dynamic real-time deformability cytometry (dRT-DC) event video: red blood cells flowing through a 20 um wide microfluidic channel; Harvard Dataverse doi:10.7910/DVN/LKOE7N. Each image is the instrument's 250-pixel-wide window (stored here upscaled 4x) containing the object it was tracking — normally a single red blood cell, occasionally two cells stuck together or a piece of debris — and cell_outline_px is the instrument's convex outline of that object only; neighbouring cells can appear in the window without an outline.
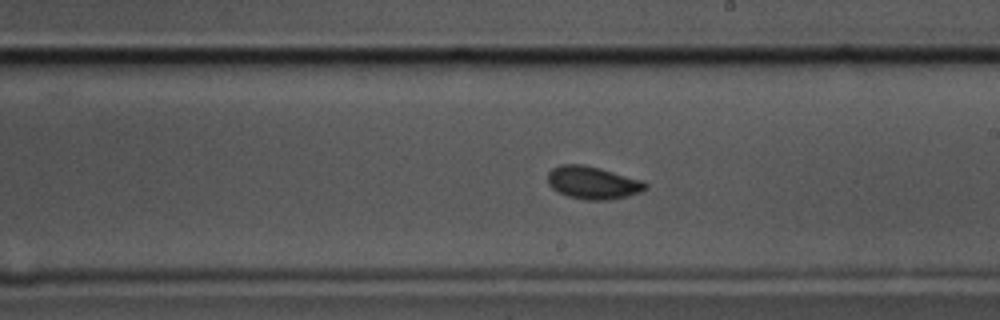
{"species": "common noctule bat (a hibernating species)", "species_latin": "Nyctalus noctula", "temperature_condition": "cold", "stored_images_in_passage": 58, "camera_frame_rate_fps": 3000, "um_per_image_px": 0.085, "animal": {"sex": "male", "body_mass_g": 17.5, "forearm_length_mm": 52.3}, "frame": {"image": 1, "passage_image": 33, "time_ms": 10.667, "image_size_px": [1000, 320], "cell_outline_px": [[648, 188], [640, 192], [628, 196], [608, 200], [584, 200], [568, 196], [552, 188], [548, 184], [548, 172], [552, 168], [560, 164], [584, 164], [600, 168], [644, 180], [648, 184]], "centroid_in_image_um": [50.41, 15.52], "position_along_channel_um": 238.6, "area_um2": 18.84}}
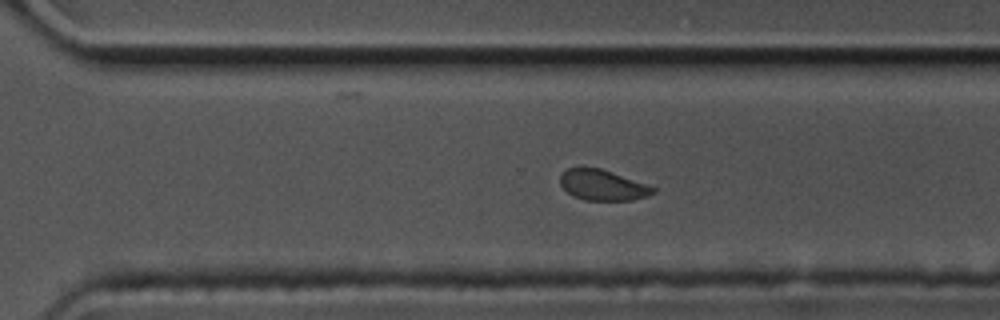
{"frame": {"image": 2, "passage_image": 40, "time_ms": 13.0, "image_size_px": [1000, 320], "cell_outline_px": [[656, 192], [648, 196], [632, 200], [584, 200], [572, 196], [560, 184], [560, 172], [568, 168], [580, 164], [600, 168], [648, 184], [656, 188]], "centroid_in_image_um": [51.19, 15.7], "position_along_channel_um": 319.4, "area_um2": 17.11}}
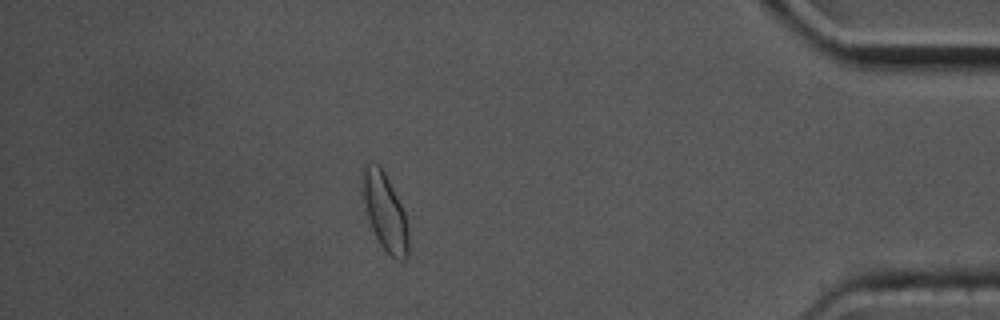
{"frame": {"image": 3, "passage_image": 51, "time_ms": 16.667, "image_size_px": [1000, 320], "cell_outline_px": [[408, 256], [404, 260], [400, 260], [392, 256], [380, 244], [372, 228], [360, 192], [360, 176], [364, 164], [368, 160], [372, 160], [380, 164], [404, 212], [408, 228]], "centroid_in_image_um": [32.66, 17.9], "position_along_channel_um": 402.5, "area_um2": 20.87}, "authors_computed_cell_mechanics": {"area_um2": 18.3804, "velocity_mm_per_s": 3.4692, "shape_relaxation_time_tau1_ms": 3.6555, "shape_relaxation_time_tau2_ms": 3.2596, "deformation_change_tau1": 0.0974, "deformation_change_tau2": 0.0547}}